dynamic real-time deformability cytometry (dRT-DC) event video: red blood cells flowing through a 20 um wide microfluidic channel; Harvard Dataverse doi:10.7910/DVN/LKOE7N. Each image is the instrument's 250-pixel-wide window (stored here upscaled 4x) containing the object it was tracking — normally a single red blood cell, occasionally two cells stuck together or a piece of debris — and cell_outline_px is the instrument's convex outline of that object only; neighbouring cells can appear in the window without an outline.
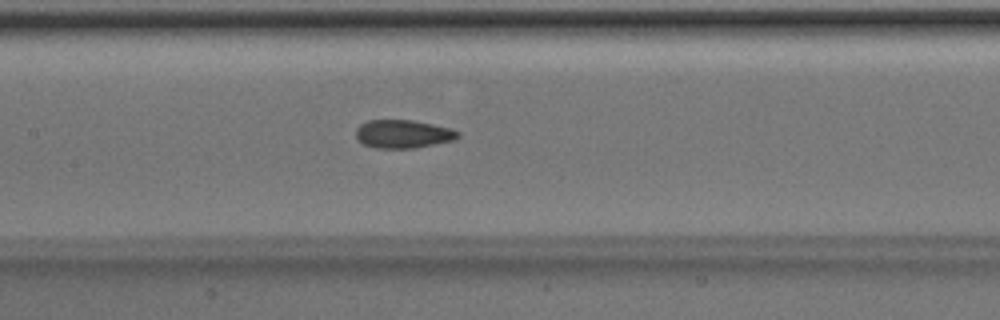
{"species": "Egyptian fruit bat (a non-hibernating species)", "species_latin": "Rousettus aegyptiacus", "temperature_condition": "room temperature", "stored_images_in_passage": 50, "camera_frame_rate_fps": 3000, "um_per_image_px": 0.085, "animal": {"sex": "male"}, "frame": {"image": 1, "passage_image": 24, "time_ms": 7.667, "image_size_px": [1000, 320], "cell_outline_px": [[460, 136], [452, 140], [416, 148], [376, 148], [364, 144], [356, 136], [356, 128], [360, 124], [368, 120], [412, 120], [452, 128], [460, 132]], "centroid_in_image_um": [34.27, 11.38], "position_along_channel_um": 173.1, "area_um2": 16.76}}
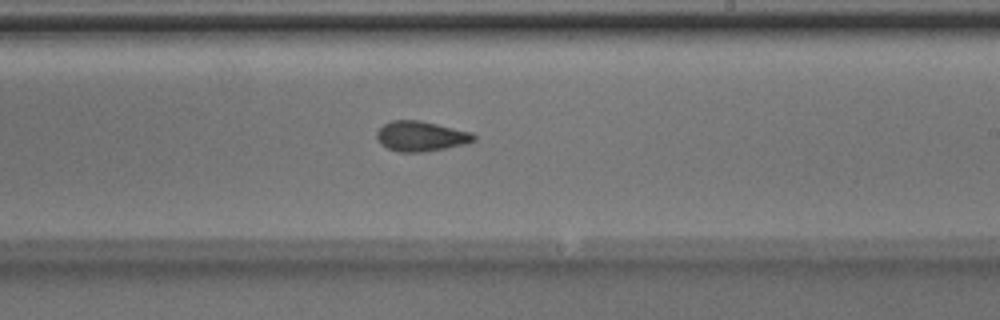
{"frame": {"image": 2, "passage_image": 30, "time_ms": 9.667, "image_size_px": [1000, 320], "cell_outline_px": [[476, 140], [468, 144], [424, 152], [400, 152], [388, 148], [380, 144], [376, 140], [376, 132], [384, 124], [392, 120], [420, 120], [472, 132], [476, 136]], "centroid_in_image_um": [35.79, 11.58], "position_along_channel_um": 253.2, "area_um2": 17.22}}
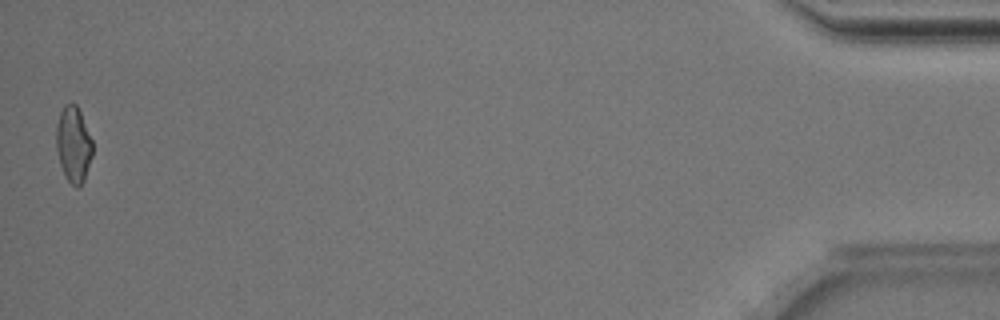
{"frame": {"image": 3, "passage_image": 50, "time_ms": 16.333, "image_size_px": [1000, 320], "cell_outline_px": [[92, 156], [84, 180], [76, 188], [68, 180], [60, 164], [56, 148], [56, 124], [60, 112], [64, 104], [76, 104], [80, 112], [92, 140]], "centroid_in_image_um": [6.23, 12.25], "position_along_channel_um": 429.0, "area_um2": 15.84}, "authors_computed_cell_mechanics": {"area_um2": 17.051, "velocity_mm_per_s": 4.024, "shape_relaxation_time_tau1_ms": 4.9232, "shape_relaxation_time_tau2_ms": 1.8328, "deformation_change_tau1": 0.1419, "deformation_change_tau2": 0.0741}}